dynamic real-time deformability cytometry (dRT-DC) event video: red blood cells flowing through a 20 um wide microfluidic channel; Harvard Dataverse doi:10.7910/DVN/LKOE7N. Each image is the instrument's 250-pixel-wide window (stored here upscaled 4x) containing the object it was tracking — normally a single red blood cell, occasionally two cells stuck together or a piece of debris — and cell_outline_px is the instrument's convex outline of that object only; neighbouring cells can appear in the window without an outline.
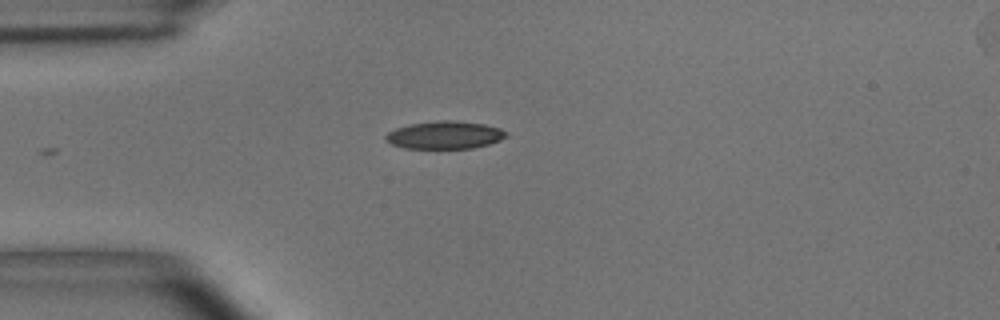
{"species": "common noctule bat (a hibernating species)", "species_latin": "Nyctalus noctula", "temperature_condition": "room temperature", "stored_images_in_passage": 12, "camera_frame_rate_fps": 3000, "um_per_image_px": 0.085, "animal": {"sex": "male", "body_mass_g": 15.6}, "frame": {"image": 1, "passage_image": 1, "time_ms": 0.0, "image_size_px": [1000, 320], "cell_outline_px": [[508, 136], [500, 140], [488, 144], [472, 148], [404, 148], [392, 144], [384, 140], [384, 136], [388, 132], [396, 128], [408, 124], [436, 120], [452, 120], [484, 124], [500, 128], [508, 132]], "centroid_in_image_um": [37.79, 11.47], "position_along_channel_um": 47.2, "area_um2": 19.59}}
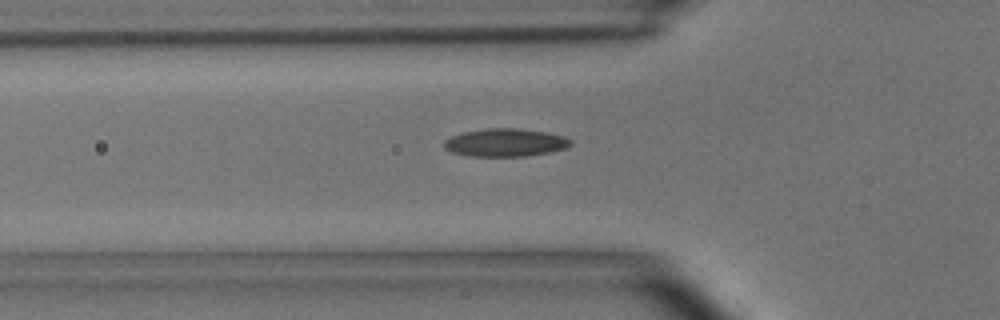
{"frame": {"image": 2, "passage_image": 5, "time_ms": 1.333, "image_size_px": [1000, 320], "cell_outline_px": [[572, 144], [568, 148], [552, 152], [528, 156], [472, 156], [452, 152], [444, 148], [444, 140], [460, 132], [484, 128], [520, 128], [548, 132], [564, 136], [572, 140]], "centroid_in_image_um": [42.99, 12.11], "position_along_channel_um": 82.8, "area_um2": 20.98}}